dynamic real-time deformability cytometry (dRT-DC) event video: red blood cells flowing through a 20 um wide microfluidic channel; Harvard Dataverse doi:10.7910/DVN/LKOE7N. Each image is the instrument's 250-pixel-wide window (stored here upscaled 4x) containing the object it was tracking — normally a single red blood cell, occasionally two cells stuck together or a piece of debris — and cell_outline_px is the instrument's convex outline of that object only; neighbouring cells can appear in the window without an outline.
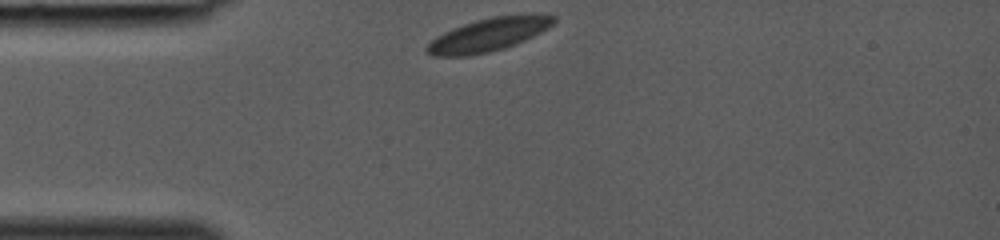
{"species": "common noctule bat (a hibernating species)", "species_latin": "Nyctalus noctula", "temperature_condition": "room temperature", "stored_images_in_passage": 26, "camera_frame_rate_fps": 3000, "um_per_image_px": 0.085, "animal": {"sex": "female", "body_mass_g": 19.0, "forearm_length_mm": 53.3}, "frame": {"image": 1, "passage_image": 1, "time_ms": 0.0, "image_size_px": [1000, 240], "cell_outline_px": [[556, 20], [548, 28], [516, 44], [504, 48], [488, 52], [468, 56], [432, 56], [424, 52], [424, 48], [436, 36], [452, 28], [476, 20], [492, 16], [536, 12], [556, 16]], "centroid_in_image_um": [41.54, 2.92], "position_along_channel_um": 43.5, "area_um2": 24.91}}
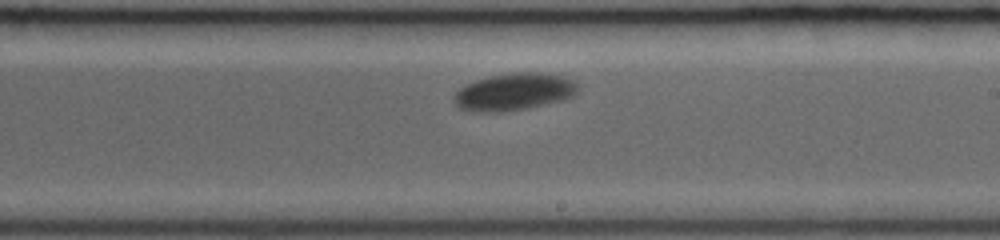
{"frame": {"image": 2, "passage_image": 15, "time_ms": 4.667, "image_size_px": [1000, 240], "cell_outline_px": [[580, 88], [572, 96], [564, 100], [528, 108], [504, 112], [472, 112], [460, 108], [452, 100], [456, 92], [460, 88], [476, 80], [488, 76], [516, 72], [540, 72], [560, 76], [572, 80]], "centroid_in_image_um": [43.68, 7.82], "position_along_channel_um": 245.3, "area_um2": 26.93}}
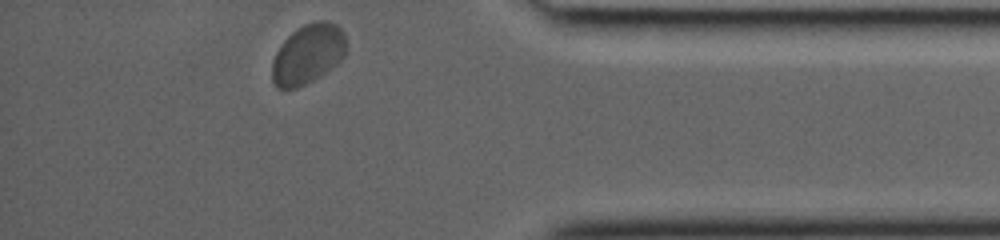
{"frame": {"image": 3, "passage_image": 26, "time_ms": 8.333, "image_size_px": [1000, 240], "cell_outline_px": [[348, 44], [344, 56], [332, 68], [320, 76], [296, 88], [276, 88], [272, 80], [272, 60], [280, 44], [292, 32], [304, 24], [320, 20], [328, 20], [336, 24], [344, 32]], "centroid_in_image_um": [26.19, 4.58], "position_along_channel_um": 409.0, "area_um2": 26.01}}